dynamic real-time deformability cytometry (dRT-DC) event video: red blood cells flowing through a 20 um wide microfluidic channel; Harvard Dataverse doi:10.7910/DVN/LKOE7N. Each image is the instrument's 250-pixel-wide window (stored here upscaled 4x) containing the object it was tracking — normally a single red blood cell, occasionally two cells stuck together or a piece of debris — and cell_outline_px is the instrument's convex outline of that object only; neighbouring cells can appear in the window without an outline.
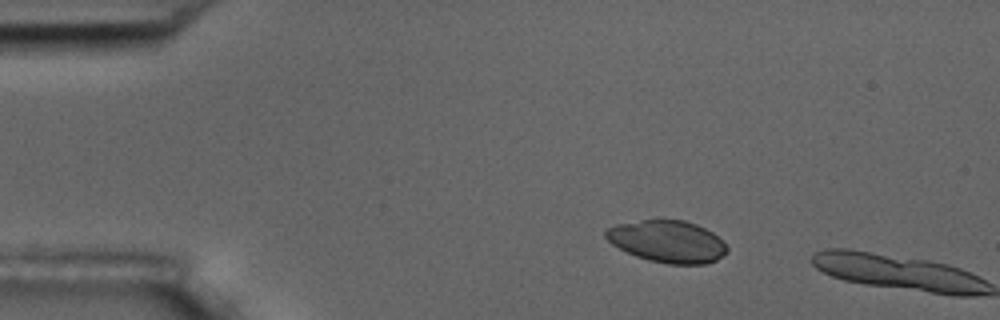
{"species": "common noctule bat (a hibernating species)", "species_latin": "Nyctalus noctula", "temperature_condition": "room temperature", "stored_images_in_passage": 4, "camera_frame_rate_fps": 3000, "um_per_image_px": 0.085, "animal": {"sex": "male", "body_mass_g": 17.5, "forearm_length_mm": 52.3}, "frame": {"image": 1, "passage_image": 2, "time_ms": 1.333, "image_size_px": [1000, 320], "cell_outline_px": [[728, 252], [716, 260], [704, 264], [668, 264], [648, 260], [636, 256], [612, 244], [604, 236], [604, 232], [608, 228], [616, 224], [644, 220], [684, 220], [696, 224], [712, 232], [728, 248]], "centroid_in_image_um": [56.73, 20.53], "position_along_channel_um": 28.3, "area_um2": 29.48}}